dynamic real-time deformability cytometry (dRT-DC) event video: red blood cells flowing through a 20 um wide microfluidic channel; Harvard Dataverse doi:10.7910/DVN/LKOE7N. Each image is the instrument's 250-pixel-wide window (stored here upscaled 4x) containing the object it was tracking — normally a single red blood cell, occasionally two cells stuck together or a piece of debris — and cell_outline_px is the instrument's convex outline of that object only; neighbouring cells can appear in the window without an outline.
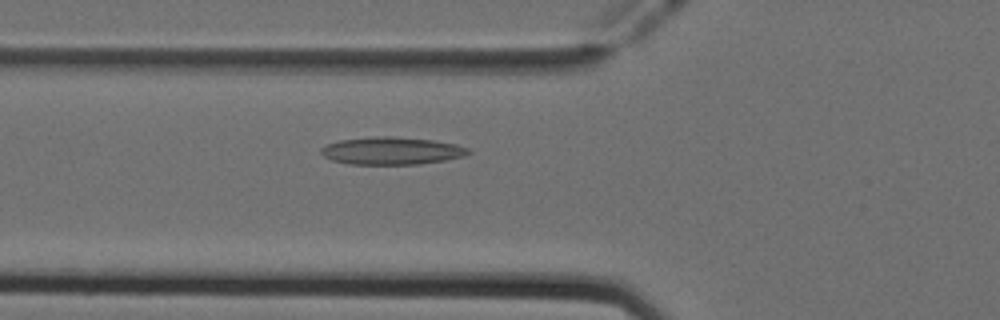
{"species": "Egyptian fruit bat (a non-hibernating species)", "species_latin": "Rousettus aegyptiacus", "temperature_condition": "cold", "stored_images_in_passage": 52, "camera_frame_rate_fps": 3000, "um_per_image_px": 0.085, "animal": {"sex": "female"}, "frame": {"image": 1, "passage_image": 19, "time_ms": 6.0, "image_size_px": [1000, 320], "cell_outline_px": [[472, 152], [464, 156], [444, 160], [420, 164], [348, 164], [332, 160], [324, 156], [320, 152], [320, 148], [328, 144], [340, 140], [380, 136], [388, 136], [432, 140], [456, 144], [468, 148]], "centroid_in_image_um": [33.29, 12.82], "position_along_channel_um": 92.5, "area_um2": 23.47}}
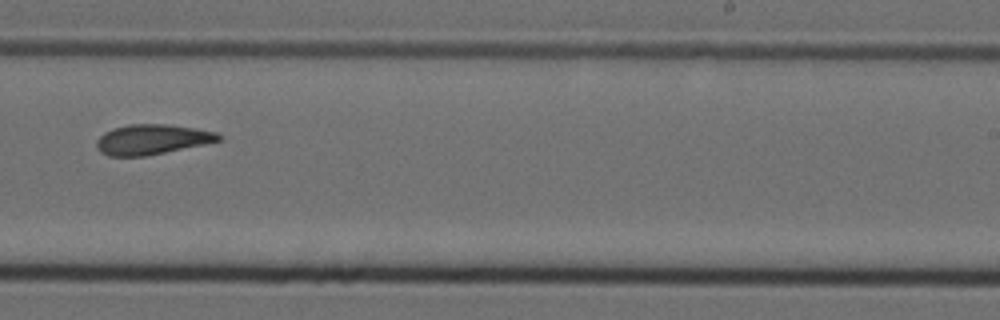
{"frame": {"image": 2, "passage_image": 33, "time_ms": 10.667, "image_size_px": [1000, 320], "cell_outline_px": [[224, 140], [144, 156], [108, 156], [100, 152], [96, 148], [96, 140], [104, 132], [112, 128], [128, 124], [168, 124], [196, 128], [216, 132], [224, 136]], "centroid_in_image_um": [12.92, 11.84], "position_along_channel_um": 276.1, "area_um2": 21.56}}
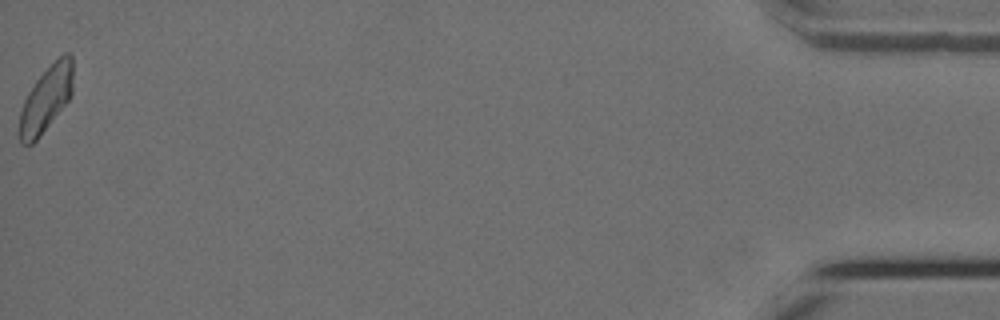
{"frame": {"image": 3, "passage_image": 52, "time_ms": 17.0, "image_size_px": [1000, 320], "cell_outline_px": [[72, 96], [40, 136], [32, 144], [24, 144], [20, 140], [20, 112], [24, 100], [28, 92], [36, 80], [64, 52], [72, 52]], "centroid_in_image_um": [3.94, 8.4], "position_along_channel_um": 431.3, "area_um2": 20.17}, "authors_computed_cell_mechanics": {"area_um2": 21.7617, "velocity_mm_per_s": 3.9358, "shape_relaxation_time_tau1_ms": null, "shape_relaxation_time_tau2_ms": 4.2624, "deformation_change_tau1": null, "deformation_change_tau2": 0.1253}}